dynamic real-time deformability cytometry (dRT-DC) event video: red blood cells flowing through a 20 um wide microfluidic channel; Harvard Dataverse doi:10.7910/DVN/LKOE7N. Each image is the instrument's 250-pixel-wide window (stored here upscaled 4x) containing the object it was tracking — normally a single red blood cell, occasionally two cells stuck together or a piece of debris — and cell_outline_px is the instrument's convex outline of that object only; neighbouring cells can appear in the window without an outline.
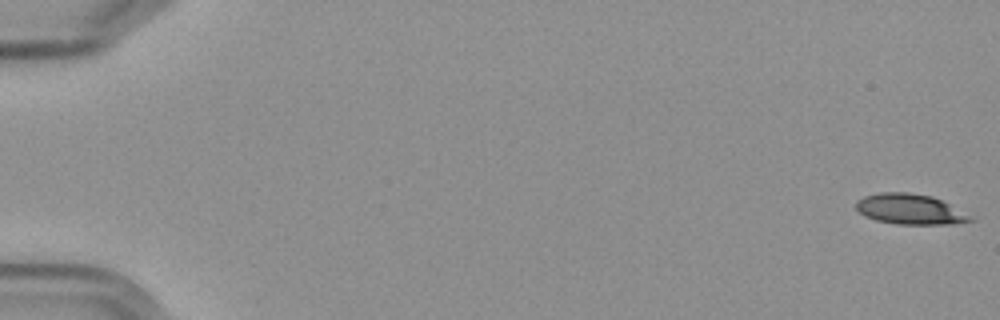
{"species": "Egyptian fruit bat (a non-hibernating species)", "species_latin": "Rousettus aegyptiacus", "temperature_condition": "cold", "stored_images_in_passage": 7, "camera_frame_rate_fps": 3000, "um_per_image_px": 0.085, "frame": {"image": 1, "passage_image": 1, "time_ms": 0.0, "image_size_px": [1000, 320], "cell_outline_px": [[976, 220], [952, 224], [896, 224], [876, 220], [864, 216], [856, 208], [856, 200], [864, 196], [880, 192], [908, 192], [932, 196], [948, 204]], "centroid_in_image_um": [77.29, 17.78], "position_along_channel_um": 7.7, "area_um2": 20.0}}
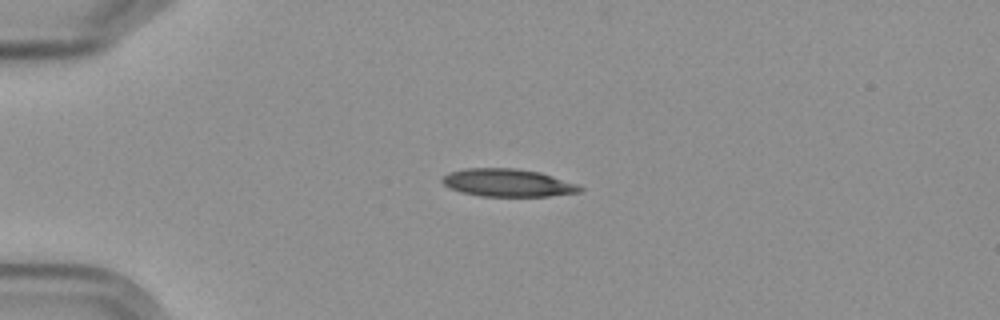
{"frame": {"image": 2, "passage_image": 5, "time_ms": 4.667, "image_size_px": [1000, 320], "cell_outline_px": [[584, 192], [548, 196], [480, 196], [460, 192], [448, 188], [440, 180], [448, 172], [468, 168], [512, 168], [540, 172], [576, 184], [584, 188]], "centroid_in_image_um": [43.14, 15.54], "position_along_channel_um": 41.9, "area_um2": 22.31}}
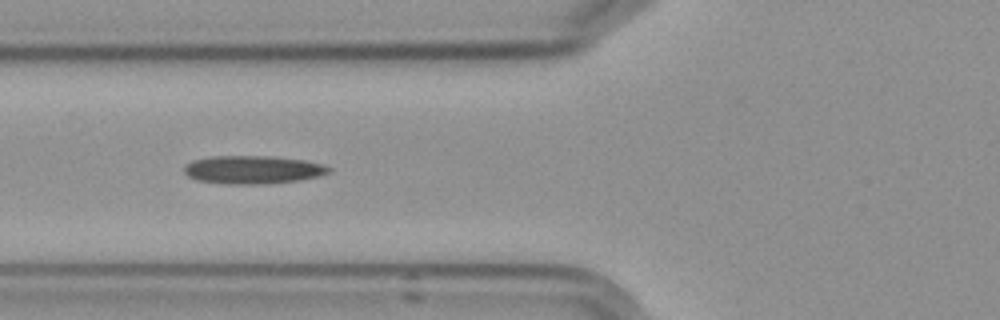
{"frame": {"image": 3, "passage_image": 7, "time_ms": 7.333, "image_size_px": [1000, 320], "cell_outline_px": [[332, 168], [328, 172], [316, 176], [300, 180], [264, 184], [224, 184], [196, 180], [188, 176], [184, 172], [184, 164], [192, 160], [212, 156], [272, 156], [304, 160], [324, 164]], "centroid_in_image_um": [21.45, 14.42], "position_along_channel_um": 104.4, "area_um2": 23.87}}